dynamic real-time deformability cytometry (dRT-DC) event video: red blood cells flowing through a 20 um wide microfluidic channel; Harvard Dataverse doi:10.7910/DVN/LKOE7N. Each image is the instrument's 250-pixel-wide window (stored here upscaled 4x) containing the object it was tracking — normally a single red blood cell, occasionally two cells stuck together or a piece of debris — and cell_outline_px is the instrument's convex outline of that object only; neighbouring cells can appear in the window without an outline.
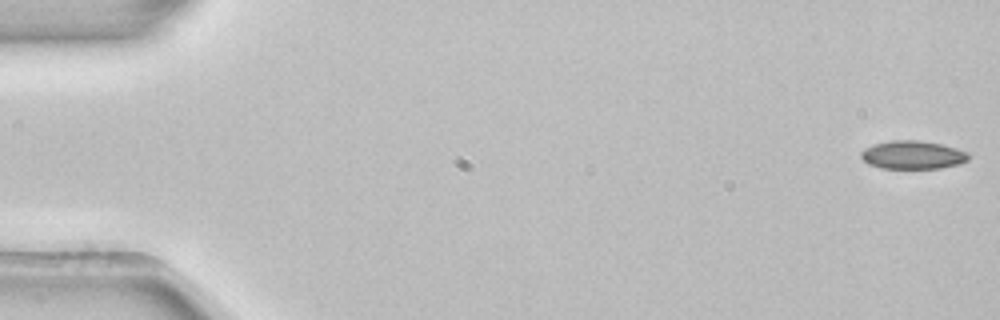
{"species": "common noctule bat (a hibernating species)", "species_latin": "Nyctalus noctula", "temperature_condition": "room temperature", "stored_images_in_passage": 53, "camera_frame_rate_fps": 3000, "um_per_image_px": 0.085, "animal": {"sex": "female", "body_mass_g": 22.7, "forearm_length_mm": 54.2}, "frame": {"image": 1, "passage_image": 1, "time_ms": 0.0, "image_size_px": [1000, 320], "cell_outline_px": [[968, 160], [960, 164], [940, 168], [880, 168], [868, 164], [860, 156], [860, 152], [864, 148], [872, 144], [892, 140], [916, 140], [940, 144], [956, 148], [968, 152]], "centroid_in_image_um": [77.55, 13.16], "position_along_channel_um": 7.4, "area_um2": 17.74}}
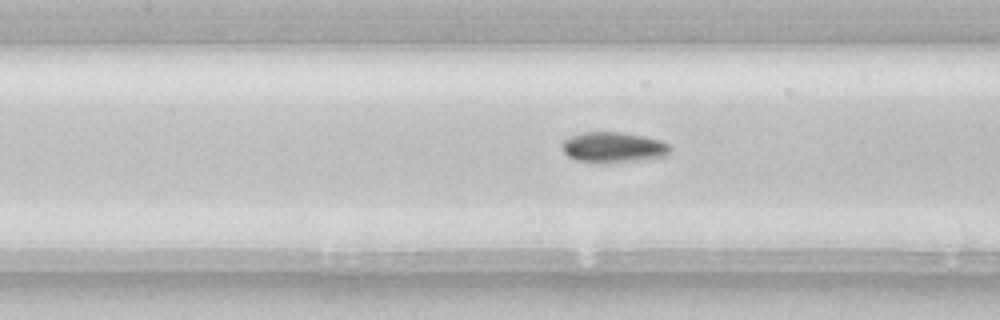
{"frame": {"image": 2, "passage_image": 24, "time_ms": 7.667, "image_size_px": [1000, 320], "cell_outline_px": [[672, 152], [668, 156], [640, 160], [576, 160], [568, 156], [564, 152], [564, 140], [572, 136], [584, 132], [624, 132], [644, 136], [660, 140], [668, 144], [672, 148]], "centroid_in_image_um": [52.24, 12.48], "position_along_channel_um": 155.2, "area_um2": 18.5}}
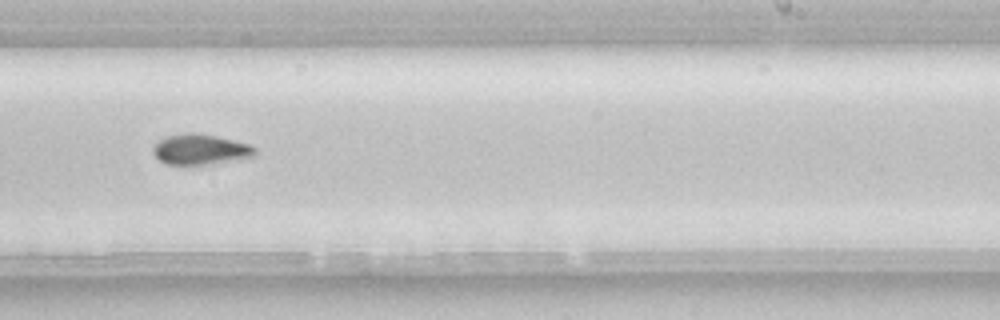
{"frame": {"image": 3, "passage_image": 33, "time_ms": 10.667, "image_size_px": [1000, 320], "cell_outline_px": [[256, 152], [252, 156], [204, 164], [168, 164], [160, 160], [152, 152], [152, 148], [160, 140], [168, 136], [188, 132], [192, 132], [216, 136], [248, 144], [256, 148]], "centroid_in_image_um": [16.99, 12.68], "position_along_channel_um": 272.0, "area_um2": 17.46}}